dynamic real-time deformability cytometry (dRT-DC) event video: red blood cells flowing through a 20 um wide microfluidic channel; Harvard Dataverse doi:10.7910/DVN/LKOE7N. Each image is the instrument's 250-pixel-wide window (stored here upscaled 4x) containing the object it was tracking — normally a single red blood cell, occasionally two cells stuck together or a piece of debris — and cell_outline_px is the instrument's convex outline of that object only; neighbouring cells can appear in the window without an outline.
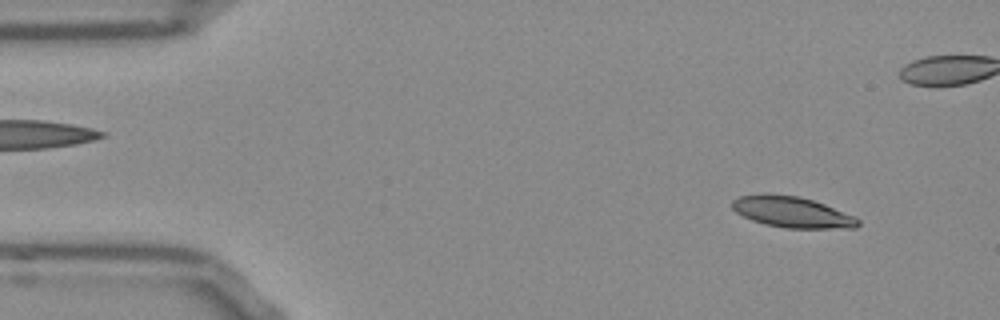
{"species": "Egyptian fruit bat (a non-hibernating species)", "species_latin": "Rousettus aegyptiacus", "temperature_condition": "room temperature", "stored_images_in_passage": 53, "camera_frame_rate_fps": 3000, "um_per_image_px": 0.085, "frame": {"image": 1, "passage_image": 4, "time_ms": 1.0, "image_size_px": [1000, 320], "cell_outline_px": [[860, 224], [856, 228], [784, 228], [764, 224], [752, 220], [736, 212], [732, 208], [732, 200], [740, 196], [796, 196], [812, 200], [824, 204], [856, 216], [860, 220]], "centroid_in_image_um": [67.4, 18.07], "position_along_channel_um": 17.6, "area_um2": 22.08}}
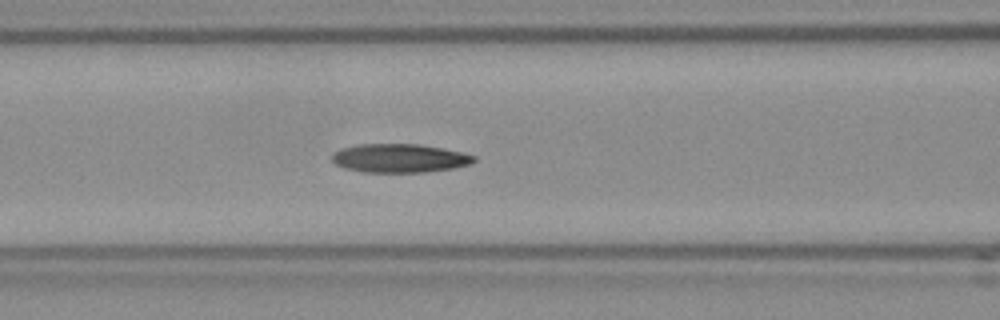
{"frame": {"image": 2, "passage_image": 20, "time_ms": 6.333, "image_size_px": [1000, 320], "cell_outline_px": [[476, 160], [468, 164], [452, 168], [424, 172], [364, 172], [344, 168], [336, 164], [332, 160], [332, 156], [340, 148], [360, 144], [420, 144], [460, 152], [476, 156]], "centroid_in_image_um": [33.93, 13.44], "position_along_channel_um": 132.7, "area_um2": 23.47}}
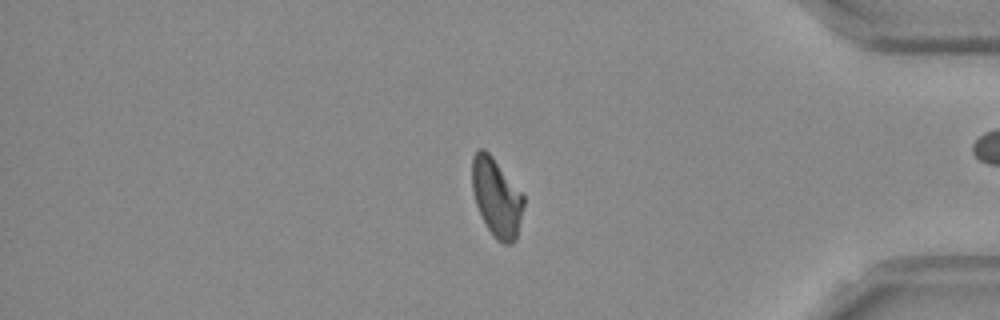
{"frame": {"image": 3, "passage_image": 43, "time_ms": 14.0, "image_size_px": [1000, 320], "cell_outline_px": [[524, 204], [516, 240], [512, 244], [504, 244], [496, 240], [488, 228], [476, 204], [472, 188], [472, 156], [480, 148], [484, 148], [492, 156], [524, 196]], "centroid_in_image_um": [42.21, 16.79], "position_along_channel_um": 393.0, "area_um2": 23.29}, "authors_computed_cell_mechanics": {"area_um2": 23.409, "velocity_mm_per_s": 3.8016, "shape_relaxation_time_tau1_ms": 7.5886, "shape_relaxation_time_tau2_ms": null, "deformation_change_tau1": 0.1763, "deformation_change_tau2": null}}